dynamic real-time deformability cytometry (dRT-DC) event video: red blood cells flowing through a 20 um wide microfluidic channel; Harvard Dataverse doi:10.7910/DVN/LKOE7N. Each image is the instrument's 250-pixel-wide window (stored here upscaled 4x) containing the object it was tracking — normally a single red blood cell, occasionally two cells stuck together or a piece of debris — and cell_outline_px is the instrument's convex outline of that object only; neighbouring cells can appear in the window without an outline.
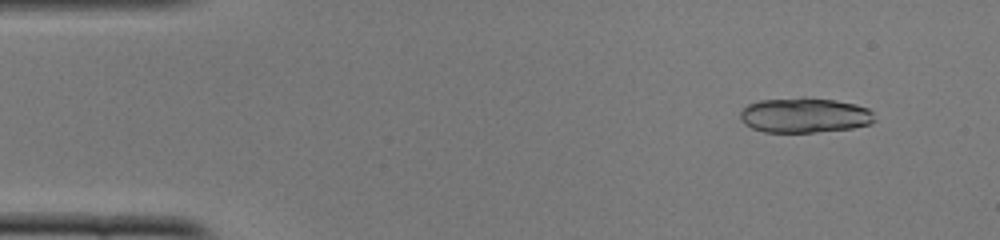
{"species": "common noctule bat (a hibernating species)", "species_latin": "Nyctalus noctula", "temperature_condition": "cold", "stored_images_in_passage": 48, "segment_of_instrument_passage": [1, 2], "camera_frame_rate_fps": 3000, "um_per_image_px": 0.085, "animal": {"sex": "female", "body_mass_g": 22.0, "forearm_length_mm": 56.7}, "frame": {"image": 1, "passage_image": 5, "time_ms": 1.333, "image_size_px": [1000, 240], "cell_outline_px": [[876, 120], [868, 124], [852, 128], [812, 132], [764, 132], [752, 128], [740, 116], [740, 112], [748, 104], [760, 100], [832, 100], [852, 104], [868, 108], [872, 112]], "centroid_in_image_um": [68.41, 9.84], "position_along_channel_um": 16.6, "area_um2": 26.18}}